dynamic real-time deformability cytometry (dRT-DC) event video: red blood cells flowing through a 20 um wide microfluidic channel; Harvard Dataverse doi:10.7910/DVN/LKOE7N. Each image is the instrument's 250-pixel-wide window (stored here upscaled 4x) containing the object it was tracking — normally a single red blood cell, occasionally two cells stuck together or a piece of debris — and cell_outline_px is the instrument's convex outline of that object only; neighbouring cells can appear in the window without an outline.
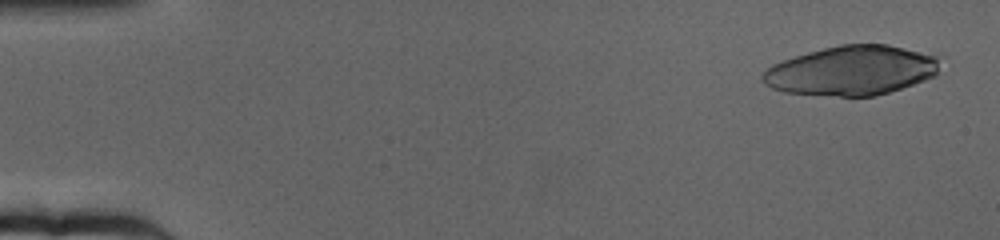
{"species": "human", "species_latin": "Homo sapiens", "temperature_condition": "cold", "stored_images_in_passage": 37, "segment_of_instrument_passage": [1, 2], "camera_frame_rate_fps": 3000, "um_per_image_px": 0.085, "donor": {"sex": "female"}, "frame": {"image": 1, "passage_image": 3, "time_ms": 0.667, "image_size_px": [1000, 240], "cell_outline_px": [[936, 76], [876, 96], [840, 96], [784, 92], [772, 88], [764, 84], [760, 76], [772, 64], [808, 52], [840, 44], [888, 44], [936, 56]], "centroid_in_image_um": [72.33, 6.0], "position_along_channel_um": 12.7, "area_um2": 50.52}}
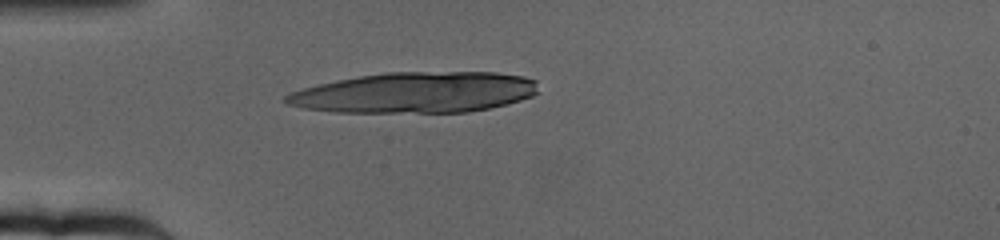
{"frame": {"image": 2, "passage_image": 18, "time_ms": 5.667, "image_size_px": [1000, 240], "cell_outline_px": [[536, 92], [532, 96], [520, 100], [488, 108], [468, 112], [336, 112], [304, 108], [288, 104], [280, 100], [288, 92], [336, 80], [384, 72], [496, 72], [524, 76], [536, 80]], "centroid_in_image_um": [35.26, 7.86], "position_along_channel_um": 49.7, "area_um2": 59.82}}